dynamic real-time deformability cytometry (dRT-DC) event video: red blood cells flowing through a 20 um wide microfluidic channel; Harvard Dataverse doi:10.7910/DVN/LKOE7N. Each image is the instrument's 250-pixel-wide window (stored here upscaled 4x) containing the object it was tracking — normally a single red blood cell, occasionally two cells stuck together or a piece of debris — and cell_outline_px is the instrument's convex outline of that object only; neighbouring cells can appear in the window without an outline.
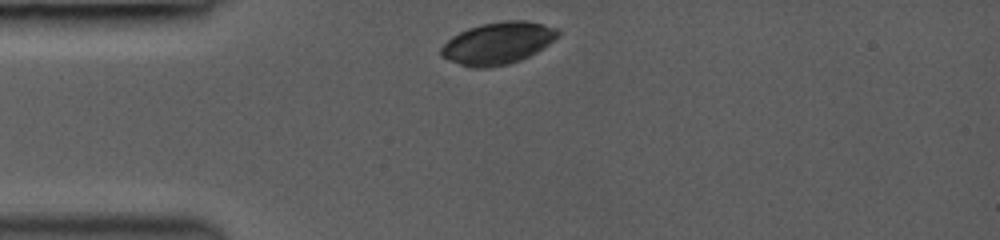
{"species": "common noctule bat (a hibernating species)", "species_latin": "Nyctalus noctula", "temperature_condition": "room temperature", "stored_images_in_passage": 21, "camera_frame_rate_fps": 3000, "um_per_image_px": 0.085, "animal": {"sex": "female", "body_mass_g": 19.0, "forearm_length_mm": 53.3}, "frame": {"image": 1, "passage_image": 1, "time_ms": 0.0, "image_size_px": [1000, 240], "cell_outline_px": [[560, 36], [536, 52], [520, 60], [508, 64], [488, 68], [472, 68], [448, 60], [440, 56], [440, 48], [452, 36], [468, 28], [484, 24], [504, 20], [528, 20], [544, 24], [556, 28], [560, 32]], "centroid_in_image_um": [42.32, 3.67], "position_along_channel_um": 42.7, "area_um2": 28.67}}
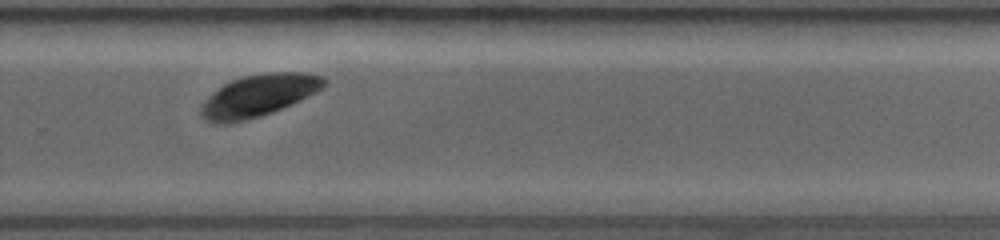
{"frame": {"image": 2, "passage_image": 14, "time_ms": 7.0, "image_size_px": [1000, 240], "cell_outline_px": [[328, 84], [308, 96], [292, 104], [272, 112], [248, 120], [228, 124], [212, 124], [204, 120], [200, 116], [200, 108], [204, 100], [208, 96], [224, 84], [232, 80], [244, 76], [268, 72], [308, 72], [324, 76], [328, 80]], "centroid_in_image_um": [21.97, 8.13], "position_along_channel_um": 307.8, "area_um2": 30.52}}
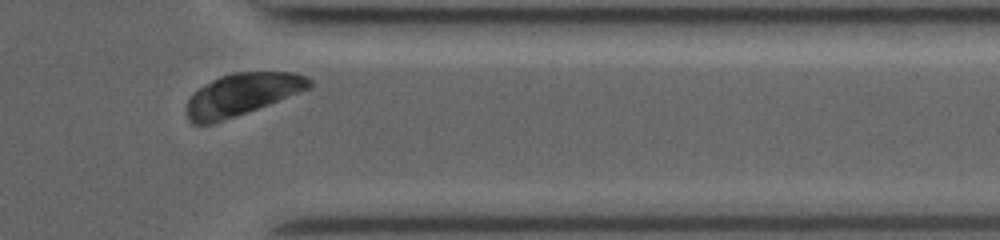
{"frame": {"image": 3, "passage_image": 19, "time_ms": 9.0, "image_size_px": [1000, 240], "cell_outline_px": [[312, 88], [236, 116], [212, 124], [192, 124], [188, 120], [184, 108], [188, 100], [204, 84], [220, 76], [232, 72], [292, 72], [308, 76], [312, 80]], "centroid_in_image_um": [20.57, 8.03], "position_along_channel_um": 390.8, "area_um2": 30.23}, "authors_computed_cell_mechanics": {"area_um2": 29.6514, "velocity_mm_per_s": 4.1105, "shape_relaxation_time_tau1_ms": 2.2734, "shape_relaxation_time_tau2_ms": 4.1302, "deformation_change_tau1": 0.1285, "deformation_change_tau2": 0.0527}}